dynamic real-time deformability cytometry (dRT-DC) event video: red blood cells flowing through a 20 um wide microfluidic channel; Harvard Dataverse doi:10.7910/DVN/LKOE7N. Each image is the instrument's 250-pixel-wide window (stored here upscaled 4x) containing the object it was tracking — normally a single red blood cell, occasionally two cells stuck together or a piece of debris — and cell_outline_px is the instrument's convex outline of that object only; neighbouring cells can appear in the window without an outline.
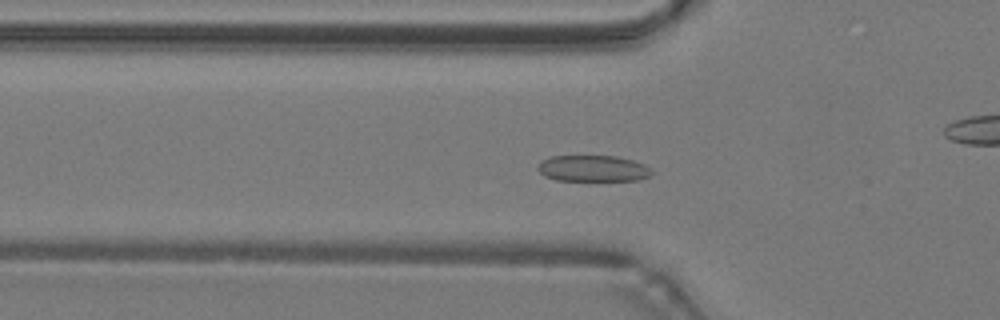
{"species": "common noctule bat (a hibernating species)", "species_latin": "Nyctalus noctula", "temperature_condition": "warm", "stored_images_in_passage": 46, "camera_frame_rate_fps": 3000, "um_per_image_px": 0.085, "animal": {"sex": "male", "body_mass_g": 19.2, "forearm_length_mm": 51.8}, "frame": {"image": 1, "passage_image": 13, "time_ms": 4.0, "image_size_px": [1000, 320], "cell_outline_px": [[652, 172], [648, 176], [636, 180], [556, 180], [544, 176], [536, 168], [540, 160], [552, 156], [616, 156], [632, 160], [644, 164]], "centroid_in_image_um": [50.33, 14.31], "position_along_channel_um": 75.5, "area_um2": 17.28}}
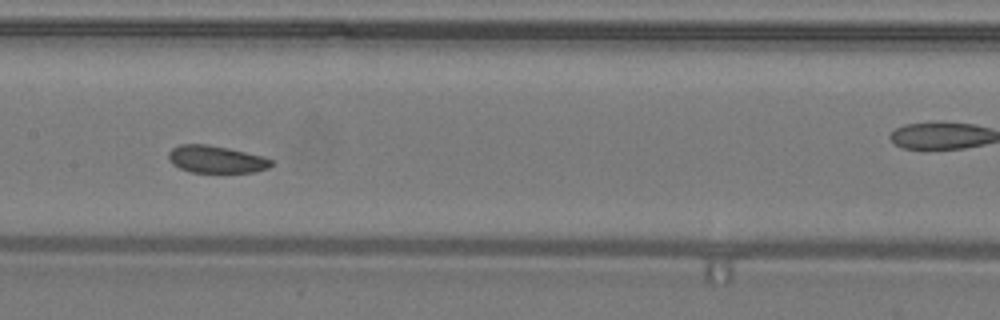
{"frame": {"image": 2, "passage_image": 21, "time_ms": 6.667, "image_size_px": [1000, 320], "cell_outline_px": [[272, 164], [268, 168], [256, 172], [192, 172], [180, 168], [172, 164], [168, 156], [168, 152], [172, 148], [180, 144], [208, 144], [228, 148], [264, 156], [272, 160]], "centroid_in_image_um": [18.37, 13.53], "position_along_channel_um": 189.0, "area_um2": 16.36}}
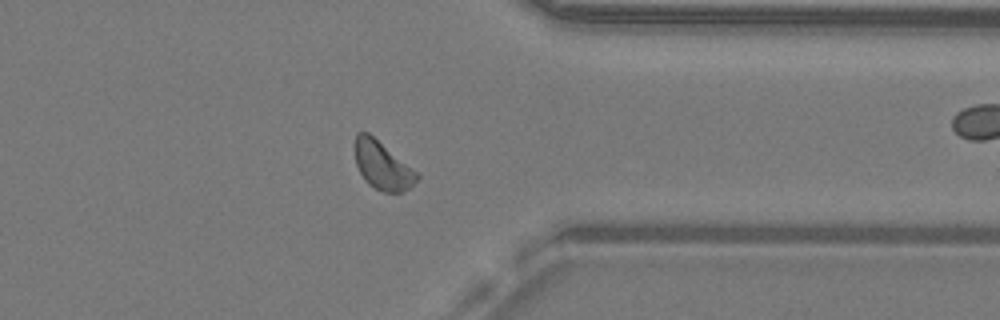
{"frame": {"image": 3, "passage_image": 35, "time_ms": 11.333, "image_size_px": [1000, 320], "cell_outline_px": [[420, 176], [408, 188], [400, 192], [384, 192], [368, 184], [364, 180], [356, 164], [352, 144], [356, 132], [368, 132], [416, 172]], "centroid_in_image_um": [32.41, 14.03], "position_along_channel_um": 379.0, "area_um2": 17.17}, "authors_computed_cell_mechanics": {"area_um2": 17.3111, "velocity_mm_per_s": 4.2251, "shape_relaxation_time_tau1_ms": 1.9202, "shape_relaxation_time_tau2_ms": 3.3956, "deformation_change_tau1": 0.0645, "deformation_change_tau2": 0.0672}}